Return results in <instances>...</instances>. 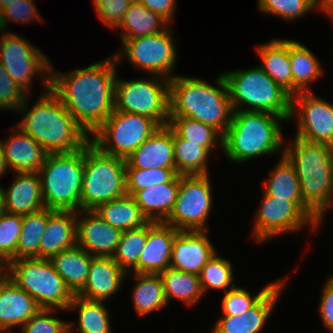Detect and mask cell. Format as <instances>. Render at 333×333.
I'll return each mask as SVG.
<instances>
[{
  "instance_id": "40",
  "label": "cell",
  "mask_w": 333,
  "mask_h": 333,
  "mask_svg": "<svg viewBox=\"0 0 333 333\" xmlns=\"http://www.w3.org/2000/svg\"><path fill=\"white\" fill-rule=\"evenodd\" d=\"M233 264L231 260L219 256L216 253L202 268L199 278L203 293H208L209 289L222 290L226 293L236 286L234 278Z\"/></svg>"
},
{
  "instance_id": "28",
  "label": "cell",
  "mask_w": 333,
  "mask_h": 333,
  "mask_svg": "<svg viewBox=\"0 0 333 333\" xmlns=\"http://www.w3.org/2000/svg\"><path fill=\"white\" fill-rule=\"evenodd\" d=\"M259 65L262 70L277 84L292 95V70L289 57V39L274 37L268 43L255 46Z\"/></svg>"
},
{
  "instance_id": "29",
  "label": "cell",
  "mask_w": 333,
  "mask_h": 333,
  "mask_svg": "<svg viewBox=\"0 0 333 333\" xmlns=\"http://www.w3.org/2000/svg\"><path fill=\"white\" fill-rule=\"evenodd\" d=\"M289 57L292 70V96L299 92L311 91L309 85L324 75L320 59L312 50L295 39H289Z\"/></svg>"
},
{
  "instance_id": "18",
  "label": "cell",
  "mask_w": 333,
  "mask_h": 333,
  "mask_svg": "<svg viewBox=\"0 0 333 333\" xmlns=\"http://www.w3.org/2000/svg\"><path fill=\"white\" fill-rule=\"evenodd\" d=\"M208 231H179L174 238L170 268L199 275L205 264L218 252Z\"/></svg>"
},
{
  "instance_id": "32",
  "label": "cell",
  "mask_w": 333,
  "mask_h": 333,
  "mask_svg": "<svg viewBox=\"0 0 333 333\" xmlns=\"http://www.w3.org/2000/svg\"><path fill=\"white\" fill-rule=\"evenodd\" d=\"M136 280L131 289L132 304L139 317L148 316L154 311L168 306L165 298L163 282L159 274L128 273Z\"/></svg>"
},
{
  "instance_id": "14",
  "label": "cell",
  "mask_w": 333,
  "mask_h": 333,
  "mask_svg": "<svg viewBox=\"0 0 333 333\" xmlns=\"http://www.w3.org/2000/svg\"><path fill=\"white\" fill-rule=\"evenodd\" d=\"M210 174L180 175L176 201L164 221L178 231H208V218L213 206Z\"/></svg>"
},
{
  "instance_id": "17",
  "label": "cell",
  "mask_w": 333,
  "mask_h": 333,
  "mask_svg": "<svg viewBox=\"0 0 333 333\" xmlns=\"http://www.w3.org/2000/svg\"><path fill=\"white\" fill-rule=\"evenodd\" d=\"M288 278H279L276 284L251 308L241 315H221L211 333H261L278 304Z\"/></svg>"
},
{
  "instance_id": "11",
  "label": "cell",
  "mask_w": 333,
  "mask_h": 333,
  "mask_svg": "<svg viewBox=\"0 0 333 333\" xmlns=\"http://www.w3.org/2000/svg\"><path fill=\"white\" fill-rule=\"evenodd\" d=\"M151 77L120 80L117 76L115 110L151 117L160 126L168 125L170 80L163 76Z\"/></svg>"
},
{
  "instance_id": "2",
  "label": "cell",
  "mask_w": 333,
  "mask_h": 333,
  "mask_svg": "<svg viewBox=\"0 0 333 333\" xmlns=\"http://www.w3.org/2000/svg\"><path fill=\"white\" fill-rule=\"evenodd\" d=\"M35 104L28 105V97L16 112L22 118L16 126L30 135L49 153H69L84 148L90 135L66 110L51 91L43 90Z\"/></svg>"
},
{
  "instance_id": "53",
  "label": "cell",
  "mask_w": 333,
  "mask_h": 333,
  "mask_svg": "<svg viewBox=\"0 0 333 333\" xmlns=\"http://www.w3.org/2000/svg\"><path fill=\"white\" fill-rule=\"evenodd\" d=\"M8 170L10 171V169L7 165V162H6V158H5V155H4V150H3L2 144L0 142V179H1V177L6 176L5 174H7L9 172Z\"/></svg>"
},
{
  "instance_id": "45",
  "label": "cell",
  "mask_w": 333,
  "mask_h": 333,
  "mask_svg": "<svg viewBox=\"0 0 333 333\" xmlns=\"http://www.w3.org/2000/svg\"><path fill=\"white\" fill-rule=\"evenodd\" d=\"M23 216L4 212L0 216V255L7 261L16 260L17 243Z\"/></svg>"
},
{
  "instance_id": "23",
  "label": "cell",
  "mask_w": 333,
  "mask_h": 333,
  "mask_svg": "<svg viewBox=\"0 0 333 333\" xmlns=\"http://www.w3.org/2000/svg\"><path fill=\"white\" fill-rule=\"evenodd\" d=\"M42 308L26 291L9 277L0 282V333H15Z\"/></svg>"
},
{
  "instance_id": "25",
  "label": "cell",
  "mask_w": 333,
  "mask_h": 333,
  "mask_svg": "<svg viewBox=\"0 0 333 333\" xmlns=\"http://www.w3.org/2000/svg\"><path fill=\"white\" fill-rule=\"evenodd\" d=\"M15 178L6 189L1 187L4 212L25 216L45 207L38 173H13Z\"/></svg>"
},
{
  "instance_id": "54",
  "label": "cell",
  "mask_w": 333,
  "mask_h": 333,
  "mask_svg": "<svg viewBox=\"0 0 333 333\" xmlns=\"http://www.w3.org/2000/svg\"><path fill=\"white\" fill-rule=\"evenodd\" d=\"M8 277V262L0 255V282Z\"/></svg>"
},
{
  "instance_id": "10",
  "label": "cell",
  "mask_w": 333,
  "mask_h": 333,
  "mask_svg": "<svg viewBox=\"0 0 333 333\" xmlns=\"http://www.w3.org/2000/svg\"><path fill=\"white\" fill-rule=\"evenodd\" d=\"M262 192L264 194L262 193V200L255 211V223L251 232L255 242L265 243L286 232L302 231V228L309 225L312 232L319 230V217L303 200L275 198Z\"/></svg>"
},
{
  "instance_id": "21",
  "label": "cell",
  "mask_w": 333,
  "mask_h": 333,
  "mask_svg": "<svg viewBox=\"0 0 333 333\" xmlns=\"http://www.w3.org/2000/svg\"><path fill=\"white\" fill-rule=\"evenodd\" d=\"M127 275L112 257L92 256L86 283L77 295L92 301H108L129 279Z\"/></svg>"
},
{
  "instance_id": "55",
  "label": "cell",
  "mask_w": 333,
  "mask_h": 333,
  "mask_svg": "<svg viewBox=\"0 0 333 333\" xmlns=\"http://www.w3.org/2000/svg\"><path fill=\"white\" fill-rule=\"evenodd\" d=\"M333 205V181H332V188H331V204L330 206L319 216V224H323V218L328 212V209L330 210L331 206ZM327 211V212H326Z\"/></svg>"
},
{
  "instance_id": "49",
  "label": "cell",
  "mask_w": 333,
  "mask_h": 333,
  "mask_svg": "<svg viewBox=\"0 0 333 333\" xmlns=\"http://www.w3.org/2000/svg\"><path fill=\"white\" fill-rule=\"evenodd\" d=\"M134 0H93L94 9L105 27L116 28Z\"/></svg>"
},
{
  "instance_id": "50",
  "label": "cell",
  "mask_w": 333,
  "mask_h": 333,
  "mask_svg": "<svg viewBox=\"0 0 333 333\" xmlns=\"http://www.w3.org/2000/svg\"><path fill=\"white\" fill-rule=\"evenodd\" d=\"M318 303L320 320L328 332H333V275L326 279Z\"/></svg>"
},
{
  "instance_id": "13",
  "label": "cell",
  "mask_w": 333,
  "mask_h": 333,
  "mask_svg": "<svg viewBox=\"0 0 333 333\" xmlns=\"http://www.w3.org/2000/svg\"><path fill=\"white\" fill-rule=\"evenodd\" d=\"M171 25L163 32L133 38L120 39L122 48L113 53L118 64L123 58L138 70L155 76H163L169 80L175 75L177 47Z\"/></svg>"
},
{
  "instance_id": "56",
  "label": "cell",
  "mask_w": 333,
  "mask_h": 333,
  "mask_svg": "<svg viewBox=\"0 0 333 333\" xmlns=\"http://www.w3.org/2000/svg\"><path fill=\"white\" fill-rule=\"evenodd\" d=\"M1 187L2 185H0V216L4 213V201Z\"/></svg>"
},
{
  "instance_id": "42",
  "label": "cell",
  "mask_w": 333,
  "mask_h": 333,
  "mask_svg": "<svg viewBox=\"0 0 333 333\" xmlns=\"http://www.w3.org/2000/svg\"><path fill=\"white\" fill-rule=\"evenodd\" d=\"M258 12L277 16L286 22L295 21L310 11H317L316 0H258Z\"/></svg>"
},
{
  "instance_id": "7",
  "label": "cell",
  "mask_w": 333,
  "mask_h": 333,
  "mask_svg": "<svg viewBox=\"0 0 333 333\" xmlns=\"http://www.w3.org/2000/svg\"><path fill=\"white\" fill-rule=\"evenodd\" d=\"M84 148L69 153H49L38 171L45 207L49 210H81Z\"/></svg>"
},
{
  "instance_id": "3",
  "label": "cell",
  "mask_w": 333,
  "mask_h": 333,
  "mask_svg": "<svg viewBox=\"0 0 333 333\" xmlns=\"http://www.w3.org/2000/svg\"><path fill=\"white\" fill-rule=\"evenodd\" d=\"M211 85L196 77L170 79V117H188L217 129L223 136L231 123L233 108L224 76Z\"/></svg>"
},
{
  "instance_id": "41",
  "label": "cell",
  "mask_w": 333,
  "mask_h": 333,
  "mask_svg": "<svg viewBox=\"0 0 333 333\" xmlns=\"http://www.w3.org/2000/svg\"><path fill=\"white\" fill-rule=\"evenodd\" d=\"M146 239L147 223L141 227L122 232L112 259L124 271L130 273L138 265Z\"/></svg>"
},
{
  "instance_id": "5",
  "label": "cell",
  "mask_w": 333,
  "mask_h": 333,
  "mask_svg": "<svg viewBox=\"0 0 333 333\" xmlns=\"http://www.w3.org/2000/svg\"><path fill=\"white\" fill-rule=\"evenodd\" d=\"M284 156L298 177L303 202L319 217L331 204L333 147L294 136Z\"/></svg>"
},
{
  "instance_id": "19",
  "label": "cell",
  "mask_w": 333,
  "mask_h": 333,
  "mask_svg": "<svg viewBox=\"0 0 333 333\" xmlns=\"http://www.w3.org/2000/svg\"><path fill=\"white\" fill-rule=\"evenodd\" d=\"M121 233L94 210L77 212V245L92 256L112 257Z\"/></svg>"
},
{
  "instance_id": "4",
  "label": "cell",
  "mask_w": 333,
  "mask_h": 333,
  "mask_svg": "<svg viewBox=\"0 0 333 333\" xmlns=\"http://www.w3.org/2000/svg\"><path fill=\"white\" fill-rule=\"evenodd\" d=\"M282 122L287 121L265 111H233L223 136V153L229 162L247 163L261 156L284 155Z\"/></svg>"
},
{
  "instance_id": "1",
  "label": "cell",
  "mask_w": 333,
  "mask_h": 333,
  "mask_svg": "<svg viewBox=\"0 0 333 333\" xmlns=\"http://www.w3.org/2000/svg\"><path fill=\"white\" fill-rule=\"evenodd\" d=\"M118 65L114 55L67 73L51 64L50 90L90 136L115 109Z\"/></svg>"
},
{
  "instance_id": "37",
  "label": "cell",
  "mask_w": 333,
  "mask_h": 333,
  "mask_svg": "<svg viewBox=\"0 0 333 333\" xmlns=\"http://www.w3.org/2000/svg\"><path fill=\"white\" fill-rule=\"evenodd\" d=\"M276 166L269 171L263 191L275 198L302 200L300 183L293 165L283 155Z\"/></svg>"
},
{
  "instance_id": "36",
  "label": "cell",
  "mask_w": 333,
  "mask_h": 333,
  "mask_svg": "<svg viewBox=\"0 0 333 333\" xmlns=\"http://www.w3.org/2000/svg\"><path fill=\"white\" fill-rule=\"evenodd\" d=\"M174 160L179 175L209 174L208 160L211 151L203 146L181 139L173 131Z\"/></svg>"
},
{
  "instance_id": "20",
  "label": "cell",
  "mask_w": 333,
  "mask_h": 333,
  "mask_svg": "<svg viewBox=\"0 0 333 333\" xmlns=\"http://www.w3.org/2000/svg\"><path fill=\"white\" fill-rule=\"evenodd\" d=\"M179 231L164 222H147V239L138 265L130 273L160 274L170 268L174 238Z\"/></svg>"
},
{
  "instance_id": "30",
  "label": "cell",
  "mask_w": 333,
  "mask_h": 333,
  "mask_svg": "<svg viewBox=\"0 0 333 333\" xmlns=\"http://www.w3.org/2000/svg\"><path fill=\"white\" fill-rule=\"evenodd\" d=\"M171 24L162 16L134 0L115 29L120 39H133L165 31Z\"/></svg>"
},
{
  "instance_id": "27",
  "label": "cell",
  "mask_w": 333,
  "mask_h": 333,
  "mask_svg": "<svg viewBox=\"0 0 333 333\" xmlns=\"http://www.w3.org/2000/svg\"><path fill=\"white\" fill-rule=\"evenodd\" d=\"M179 185L177 174L170 182L142 189L133 197L148 221L164 222L173 210Z\"/></svg>"
},
{
  "instance_id": "39",
  "label": "cell",
  "mask_w": 333,
  "mask_h": 333,
  "mask_svg": "<svg viewBox=\"0 0 333 333\" xmlns=\"http://www.w3.org/2000/svg\"><path fill=\"white\" fill-rule=\"evenodd\" d=\"M168 125L183 140L206 147L211 152L220 147L223 152V135L212 126L188 117H170Z\"/></svg>"
},
{
  "instance_id": "48",
  "label": "cell",
  "mask_w": 333,
  "mask_h": 333,
  "mask_svg": "<svg viewBox=\"0 0 333 333\" xmlns=\"http://www.w3.org/2000/svg\"><path fill=\"white\" fill-rule=\"evenodd\" d=\"M4 32H9L7 23L29 24L43 21L34 0H14L3 8Z\"/></svg>"
},
{
  "instance_id": "26",
  "label": "cell",
  "mask_w": 333,
  "mask_h": 333,
  "mask_svg": "<svg viewBox=\"0 0 333 333\" xmlns=\"http://www.w3.org/2000/svg\"><path fill=\"white\" fill-rule=\"evenodd\" d=\"M77 245V212L48 209L46 230L40 243V259H51Z\"/></svg>"
},
{
  "instance_id": "6",
  "label": "cell",
  "mask_w": 333,
  "mask_h": 333,
  "mask_svg": "<svg viewBox=\"0 0 333 333\" xmlns=\"http://www.w3.org/2000/svg\"><path fill=\"white\" fill-rule=\"evenodd\" d=\"M233 111H265L291 116L292 95L275 83L259 66L223 72Z\"/></svg>"
},
{
  "instance_id": "52",
  "label": "cell",
  "mask_w": 333,
  "mask_h": 333,
  "mask_svg": "<svg viewBox=\"0 0 333 333\" xmlns=\"http://www.w3.org/2000/svg\"><path fill=\"white\" fill-rule=\"evenodd\" d=\"M318 11L326 14L333 20V0H316Z\"/></svg>"
},
{
  "instance_id": "16",
  "label": "cell",
  "mask_w": 333,
  "mask_h": 333,
  "mask_svg": "<svg viewBox=\"0 0 333 333\" xmlns=\"http://www.w3.org/2000/svg\"><path fill=\"white\" fill-rule=\"evenodd\" d=\"M293 118L297 127L294 136L333 147V103L312 91L299 92L292 96L289 121Z\"/></svg>"
},
{
  "instance_id": "43",
  "label": "cell",
  "mask_w": 333,
  "mask_h": 333,
  "mask_svg": "<svg viewBox=\"0 0 333 333\" xmlns=\"http://www.w3.org/2000/svg\"><path fill=\"white\" fill-rule=\"evenodd\" d=\"M176 175V169L126 168V192L133 196L142 189L170 182Z\"/></svg>"
},
{
  "instance_id": "12",
  "label": "cell",
  "mask_w": 333,
  "mask_h": 333,
  "mask_svg": "<svg viewBox=\"0 0 333 333\" xmlns=\"http://www.w3.org/2000/svg\"><path fill=\"white\" fill-rule=\"evenodd\" d=\"M159 127L151 117L114 109L90 141L102 152L126 160Z\"/></svg>"
},
{
  "instance_id": "47",
  "label": "cell",
  "mask_w": 333,
  "mask_h": 333,
  "mask_svg": "<svg viewBox=\"0 0 333 333\" xmlns=\"http://www.w3.org/2000/svg\"><path fill=\"white\" fill-rule=\"evenodd\" d=\"M27 97H30L29 93L11 78L0 63V111H17Z\"/></svg>"
},
{
  "instance_id": "58",
  "label": "cell",
  "mask_w": 333,
  "mask_h": 333,
  "mask_svg": "<svg viewBox=\"0 0 333 333\" xmlns=\"http://www.w3.org/2000/svg\"><path fill=\"white\" fill-rule=\"evenodd\" d=\"M14 0H0V6L3 9L5 6L13 2Z\"/></svg>"
},
{
  "instance_id": "51",
  "label": "cell",
  "mask_w": 333,
  "mask_h": 333,
  "mask_svg": "<svg viewBox=\"0 0 333 333\" xmlns=\"http://www.w3.org/2000/svg\"><path fill=\"white\" fill-rule=\"evenodd\" d=\"M146 8L162 16L170 24H173L177 0H137Z\"/></svg>"
},
{
  "instance_id": "46",
  "label": "cell",
  "mask_w": 333,
  "mask_h": 333,
  "mask_svg": "<svg viewBox=\"0 0 333 333\" xmlns=\"http://www.w3.org/2000/svg\"><path fill=\"white\" fill-rule=\"evenodd\" d=\"M57 309H41L22 327L21 333H76L74 323L51 316Z\"/></svg>"
},
{
  "instance_id": "44",
  "label": "cell",
  "mask_w": 333,
  "mask_h": 333,
  "mask_svg": "<svg viewBox=\"0 0 333 333\" xmlns=\"http://www.w3.org/2000/svg\"><path fill=\"white\" fill-rule=\"evenodd\" d=\"M270 282L258 291V294L251 295L246 288L235 286L224 293L221 301L222 315L236 316L241 315L249 308L254 306L278 281Z\"/></svg>"
},
{
  "instance_id": "31",
  "label": "cell",
  "mask_w": 333,
  "mask_h": 333,
  "mask_svg": "<svg viewBox=\"0 0 333 333\" xmlns=\"http://www.w3.org/2000/svg\"><path fill=\"white\" fill-rule=\"evenodd\" d=\"M91 260L92 255L78 245L63 250L50 259L73 295H77L83 289Z\"/></svg>"
},
{
  "instance_id": "33",
  "label": "cell",
  "mask_w": 333,
  "mask_h": 333,
  "mask_svg": "<svg viewBox=\"0 0 333 333\" xmlns=\"http://www.w3.org/2000/svg\"><path fill=\"white\" fill-rule=\"evenodd\" d=\"M94 211L105 222L121 232L141 227L148 222L134 197L129 194L103 203Z\"/></svg>"
},
{
  "instance_id": "34",
  "label": "cell",
  "mask_w": 333,
  "mask_h": 333,
  "mask_svg": "<svg viewBox=\"0 0 333 333\" xmlns=\"http://www.w3.org/2000/svg\"><path fill=\"white\" fill-rule=\"evenodd\" d=\"M159 275L163 282L164 294L168 304L173 298L180 300L189 308L205 296L197 274L168 268Z\"/></svg>"
},
{
  "instance_id": "24",
  "label": "cell",
  "mask_w": 333,
  "mask_h": 333,
  "mask_svg": "<svg viewBox=\"0 0 333 333\" xmlns=\"http://www.w3.org/2000/svg\"><path fill=\"white\" fill-rule=\"evenodd\" d=\"M8 138L0 140L7 165L14 173H38L48 155L30 135L16 125Z\"/></svg>"
},
{
  "instance_id": "9",
  "label": "cell",
  "mask_w": 333,
  "mask_h": 333,
  "mask_svg": "<svg viewBox=\"0 0 333 333\" xmlns=\"http://www.w3.org/2000/svg\"><path fill=\"white\" fill-rule=\"evenodd\" d=\"M8 277L42 309L67 311L74 297L50 259L11 260L8 262Z\"/></svg>"
},
{
  "instance_id": "22",
  "label": "cell",
  "mask_w": 333,
  "mask_h": 333,
  "mask_svg": "<svg viewBox=\"0 0 333 333\" xmlns=\"http://www.w3.org/2000/svg\"><path fill=\"white\" fill-rule=\"evenodd\" d=\"M174 152L172 128L160 126L126 159V168L176 169Z\"/></svg>"
},
{
  "instance_id": "15",
  "label": "cell",
  "mask_w": 333,
  "mask_h": 333,
  "mask_svg": "<svg viewBox=\"0 0 333 333\" xmlns=\"http://www.w3.org/2000/svg\"><path fill=\"white\" fill-rule=\"evenodd\" d=\"M0 37V63L11 78L28 93L38 75L44 90H50L51 61L42 50L14 32H3Z\"/></svg>"
},
{
  "instance_id": "35",
  "label": "cell",
  "mask_w": 333,
  "mask_h": 333,
  "mask_svg": "<svg viewBox=\"0 0 333 333\" xmlns=\"http://www.w3.org/2000/svg\"><path fill=\"white\" fill-rule=\"evenodd\" d=\"M104 301H92L74 295L67 311H78L79 333H112L109 310ZM78 309V310H77ZM77 310V311H76Z\"/></svg>"
},
{
  "instance_id": "8",
  "label": "cell",
  "mask_w": 333,
  "mask_h": 333,
  "mask_svg": "<svg viewBox=\"0 0 333 333\" xmlns=\"http://www.w3.org/2000/svg\"><path fill=\"white\" fill-rule=\"evenodd\" d=\"M126 194V160L102 152L90 141L84 147L81 210H95Z\"/></svg>"
},
{
  "instance_id": "38",
  "label": "cell",
  "mask_w": 333,
  "mask_h": 333,
  "mask_svg": "<svg viewBox=\"0 0 333 333\" xmlns=\"http://www.w3.org/2000/svg\"><path fill=\"white\" fill-rule=\"evenodd\" d=\"M48 208L23 216L21 233L17 243L16 260L40 259V243L46 230Z\"/></svg>"
},
{
  "instance_id": "57",
  "label": "cell",
  "mask_w": 333,
  "mask_h": 333,
  "mask_svg": "<svg viewBox=\"0 0 333 333\" xmlns=\"http://www.w3.org/2000/svg\"><path fill=\"white\" fill-rule=\"evenodd\" d=\"M0 32H4V17H3V9L0 6Z\"/></svg>"
}]
</instances>
